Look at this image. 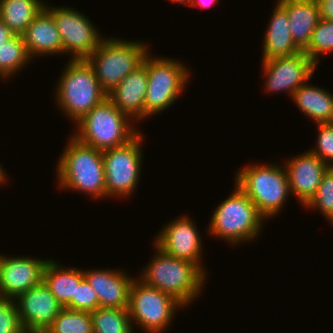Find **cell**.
I'll list each match as a JSON object with an SVG mask.
<instances>
[{
  "label": "cell",
  "instance_id": "17",
  "mask_svg": "<svg viewBox=\"0 0 333 333\" xmlns=\"http://www.w3.org/2000/svg\"><path fill=\"white\" fill-rule=\"evenodd\" d=\"M85 280L96 292L99 307L126 309L129 306V290L133 278L120 270H82ZM129 276V277H128Z\"/></svg>",
  "mask_w": 333,
  "mask_h": 333
},
{
  "label": "cell",
  "instance_id": "19",
  "mask_svg": "<svg viewBox=\"0 0 333 333\" xmlns=\"http://www.w3.org/2000/svg\"><path fill=\"white\" fill-rule=\"evenodd\" d=\"M30 58L62 54L63 45L53 16L44 8L21 34Z\"/></svg>",
  "mask_w": 333,
  "mask_h": 333
},
{
  "label": "cell",
  "instance_id": "29",
  "mask_svg": "<svg viewBox=\"0 0 333 333\" xmlns=\"http://www.w3.org/2000/svg\"><path fill=\"white\" fill-rule=\"evenodd\" d=\"M305 208L318 209L328 222L333 224V167H329L323 174L315 195L305 205Z\"/></svg>",
  "mask_w": 333,
  "mask_h": 333
},
{
  "label": "cell",
  "instance_id": "9",
  "mask_svg": "<svg viewBox=\"0 0 333 333\" xmlns=\"http://www.w3.org/2000/svg\"><path fill=\"white\" fill-rule=\"evenodd\" d=\"M181 306L173 296L144 284L138 277L131 284L129 316L131 322L134 320L146 333L164 332Z\"/></svg>",
  "mask_w": 333,
  "mask_h": 333
},
{
  "label": "cell",
  "instance_id": "26",
  "mask_svg": "<svg viewBox=\"0 0 333 333\" xmlns=\"http://www.w3.org/2000/svg\"><path fill=\"white\" fill-rule=\"evenodd\" d=\"M30 59L22 36L15 34L0 45V77L14 76Z\"/></svg>",
  "mask_w": 333,
  "mask_h": 333
},
{
  "label": "cell",
  "instance_id": "32",
  "mask_svg": "<svg viewBox=\"0 0 333 333\" xmlns=\"http://www.w3.org/2000/svg\"><path fill=\"white\" fill-rule=\"evenodd\" d=\"M99 308V299L85 278L76 285L75 297H72V309L92 312Z\"/></svg>",
  "mask_w": 333,
  "mask_h": 333
},
{
  "label": "cell",
  "instance_id": "37",
  "mask_svg": "<svg viewBox=\"0 0 333 333\" xmlns=\"http://www.w3.org/2000/svg\"><path fill=\"white\" fill-rule=\"evenodd\" d=\"M170 2H174V3H184L185 5H189V6H190L192 0H170Z\"/></svg>",
  "mask_w": 333,
  "mask_h": 333
},
{
  "label": "cell",
  "instance_id": "34",
  "mask_svg": "<svg viewBox=\"0 0 333 333\" xmlns=\"http://www.w3.org/2000/svg\"><path fill=\"white\" fill-rule=\"evenodd\" d=\"M15 33L0 19V45L10 38H12Z\"/></svg>",
  "mask_w": 333,
  "mask_h": 333
},
{
  "label": "cell",
  "instance_id": "23",
  "mask_svg": "<svg viewBox=\"0 0 333 333\" xmlns=\"http://www.w3.org/2000/svg\"><path fill=\"white\" fill-rule=\"evenodd\" d=\"M291 99L316 124L333 122V94L327 90L306 81L292 94Z\"/></svg>",
  "mask_w": 333,
  "mask_h": 333
},
{
  "label": "cell",
  "instance_id": "4",
  "mask_svg": "<svg viewBox=\"0 0 333 333\" xmlns=\"http://www.w3.org/2000/svg\"><path fill=\"white\" fill-rule=\"evenodd\" d=\"M67 63L57 82L55 99L64 114L76 123L102 102L107 93L87 60L70 59Z\"/></svg>",
  "mask_w": 333,
  "mask_h": 333
},
{
  "label": "cell",
  "instance_id": "33",
  "mask_svg": "<svg viewBox=\"0 0 333 333\" xmlns=\"http://www.w3.org/2000/svg\"><path fill=\"white\" fill-rule=\"evenodd\" d=\"M319 8L320 18L333 21V0H316Z\"/></svg>",
  "mask_w": 333,
  "mask_h": 333
},
{
  "label": "cell",
  "instance_id": "5",
  "mask_svg": "<svg viewBox=\"0 0 333 333\" xmlns=\"http://www.w3.org/2000/svg\"><path fill=\"white\" fill-rule=\"evenodd\" d=\"M264 219L255 204L235 183L231 195L215 208L208 233L236 246L259 236Z\"/></svg>",
  "mask_w": 333,
  "mask_h": 333
},
{
  "label": "cell",
  "instance_id": "1",
  "mask_svg": "<svg viewBox=\"0 0 333 333\" xmlns=\"http://www.w3.org/2000/svg\"><path fill=\"white\" fill-rule=\"evenodd\" d=\"M156 253L138 278L144 284L170 294L183 307L194 302L204 288L205 274L195 263L166 254L155 244Z\"/></svg>",
  "mask_w": 333,
  "mask_h": 333
},
{
  "label": "cell",
  "instance_id": "28",
  "mask_svg": "<svg viewBox=\"0 0 333 333\" xmlns=\"http://www.w3.org/2000/svg\"><path fill=\"white\" fill-rule=\"evenodd\" d=\"M333 51V21L320 19L303 52L317 65L319 56Z\"/></svg>",
  "mask_w": 333,
  "mask_h": 333
},
{
  "label": "cell",
  "instance_id": "12",
  "mask_svg": "<svg viewBox=\"0 0 333 333\" xmlns=\"http://www.w3.org/2000/svg\"><path fill=\"white\" fill-rule=\"evenodd\" d=\"M317 65L303 52L292 56L276 57L262 62L266 77L265 90L292 94L310 80Z\"/></svg>",
  "mask_w": 333,
  "mask_h": 333
},
{
  "label": "cell",
  "instance_id": "8",
  "mask_svg": "<svg viewBox=\"0 0 333 333\" xmlns=\"http://www.w3.org/2000/svg\"><path fill=\"white\" fill-rule=\"evenodd\" d=\"M186 68L176 59L146 55L148 83L144 102L145 119L166 111L179 98L190 78L191 72Z\"/></svg>",
  "mask_w": 333,
  "mask_h": 333
},
{
  "label": "cell",
  "instance_id": "15",
  "mask_svg": "<svg viewBox=\"0 0 333 333\" xmlns=\"http://www.w3.org/2000/svg\"><path fill=\"white\" fill-rule=\"evenodd\" d=\"M48 259L0 255V297L16 299L43 280Z\"/></svg>",
  "mask_w": 333,
  "mask_h": 333
},
{
  "label": "cell",
  "instance_id": "21",
  "mask_svg": "<svg viewBox=\"0 0 333 333\" xmlns=\"http://www.w3.org/2000/svg\"><path fill=\"white\" fill-rule=\"evenodd\" d=\"M264 37L262 61L301 52L292 40L286 11L276 3Z\"/></svg>",
  "mask_w": 333,
  "mask_h": 333
},
{
  "label": "cell",
  "instance_id": "3",
  "mask_svg": "<svg viewBox=\"0 0 333 333\" xmlns=\"http://www.w3.org/2000/svg\"><path fill=\"white\" fill-rule=\"evenodd\" d=\"M131 121L106 97L75 123L77 129L72 135L79 142L103 151L126 144L139 132Z\"/></svg>",
  "mask_w": 333,
  "mask_h": 333
},
{
  "label": "cell",
  "instance_id": "16",
  "mask_svg": "<svg viewBox=\"0 0 333 333\" xmlns=\"http://www.w3.org/2000/svg\"><path fill=\"white\" fill-rule=\"evenodd\" d=\"M285 164L290 192L304 207L315 195L323 174L329 167L309 150L295 158H289Z\"/></svg>",
  "mask_w": 333,
  "mask_h": 333
},
{
  "label": "cell",
  "instance_id": "14",
  "mask_svg": "<svg viewBox=\"0 0 333 333\" xmlns=\"http://www.w3.org/2000/svg\"><path fill=\"white\" fill-rule=\"evenodd\" d=\"M19 319L26 333H43L63 308L43 280L16 299Z\"/></svg>",
  "mask_w": 333,
  "mask_h": 333
},
{
  "label": "cell",
  "instance_id": "7",
  "mask_svg": "<svg viewBox=\"0 0 333 333\" xmlns=\"http://www.w3.org/2000/svg\"><path fill=\"white\" fill-rule=\"evenodd\" d=\"M104 38L86 60L93 67L101 88L108 94L142 64L149 50L144 42Z\"/></svg>",
  "mask_w": 333,
  "mask_h": 333
},
{
  "label": "cell",
  "instance_id": "18",
  "mask_svg": "<svg viewBox=\"0 0 333 333\" xmlns=\"http://www.w3.org/2000/svg\"><path fill=\"white\" fill-rule=\"evenodd\" d=\"M147 83L148 75L145 56L142 64L124 77L121 82L107 94V97L131 120H143Z\"/></svg>",
  "mask_w": 333,
  "mask_h": 333
},
{
  "label": "cell",
  "instance_id": "30",
  "mask_svg": "<svg viewBox=\"0 0 333 333\" xmlns=\"http://www.w3.org/2000/svg\"><path fill=\"white\" fill-rule=\"evenodd\" d=\"M0 333H26L19 319L15 299L0 297Z\"/></svg>",
  "mask_w": 333,
  "mask_h": 333
},
{
  "label": "cell",
  "instance_id": "27",
  "mask_svg": "<svg viewBox=\"0 0 333 333\" xmlns=\"http://www.w3.org/2000/svg\"><path fill=\"white\" fill-rule=\"evenodd\" d=\"M44 333H93L91 313L63 307Z\"/></svg>",
  "mask_w": 333,
  "mask_h": 333
},
{
  "label": "cell",
  "instance_id": "24",
  "mask_svg": "<svg viewBox=\"0 0 333 333\" xmlns=\"http://www.w3.org/2000/svg\"><path fill=\"white\" fill-rule=\"evenodd\" d=\"M44 7L41 0H0V19L21 35Z\"/></svg>",
  "mask_w": 333,
  "mask_h": 333
},
{
  "label": "cell",
  "instance_id": "11",
  "mask_svg": "<svg viewBox=\"0 0 333 333\" xmlns=\"http://www.w3.org/2000/svg\"><path fill=\"white\" fill-rule=\"evenodd\" d=\"M52 16L60 33L63 54L71 55V60H86L104 40L95 25L74 8L44 7Z\"/></svg>",
  "mask_w": 333,
  "mask_h": 333
},
{
  "label": "cell",
  "instance_id": "25",
  "mask_svg": "<svg viewBox=\"0 0 333 333\" xmlns=\"http://www.w3.org/2000/svg\"><path fill=\"white\" fill-rule=\"evenodd\" d=\"M93 333H133L128 308L99 307L91 312Z\"/></svg>",
  "mask_w": 333,
  "mask_h": 333
},
{
  "label": "cell",
  "instance_id": "20",
  "mask_svg": "<svg viewBox=\"0 0 333 333\" xmlns=\"http://www.w3.org/2000/svg\"><path fill=\"white\" fill-rule=\"evenodd\" d=\"M286 11L289 19V31L296 46L303 51L320 21L316 0H277Z\"/></svg>",
  "mask_w": 333,
  "mask_h": 333
},
{
  "label": "cell",
  "instance_id": "36",
  "mask_svg": "<svg viewBox=\"0 0 333 333\" xmlns=\"http://www.w3.org/2000/svg\"><path fill=\"white\" fill-rule=\"evenodd\" d=\"M3 166L0 165V186L3 185L2 183H5V181L7 182V176L5 173V170L2 169Z\"/></svg>",
  "mask_w": 333,
  "mask_h": 333
},
{
  "label": "cell",
  "instance_id": "22",
  "mask_svg": "<svg viewBox=\"0 0 333 333\" xmlns=\"http://www.w3.org/2000/svg\"><path fill=\"white\" fill-rule=\"evenodd\" d=\"M60 266L57 261L49 259L43 269V282L62 307L72 309L76 285L84 279V274L81 269Z\"/></svg>",
  "mask_w": 333,
  "mask_h": 333
},
{
  "label": "cell",
  "instance_id": "31",
  "mask_svg": "<svg viewBox=\"0 0 333 333\" xmlns=\"http://www.w3.org/2000/svg\"><path fill=\"white\" fill-rule=\"evenodd\" d=\"M317 145L309 151L318 156L328 167H333V122L319 123Z\"/></svg>",
  "mask_w": 333,
  "mask_h": 333
},
{
  "label": "cell",
  "instance_id": "2",
  "mask_svg": "<svg viewBox=\"0 0 333 333\" xmlns=\"http://www.w3.org/2000/svg\"><path fill=\"white\" fill-rule=\"evenodd\" d=\"M57 163L59 187L84 192L93 198L106 197L102 151L71 137Z\"/></svg>",
  "mask_w": 333,
  "mask_h": 333
},
{
  "label": "cell",
  "instance_id": "10",
  "mask_svg": "<svg viewBox=\"0 0 333 333\" xmlns=\"http://www.w3.org/2000/svg\"><path fill=\"white\" fill-rule=\"evenodd\" d=\"M139 131L126 144L102 151L106 197L130 196L140 179L142 140Z\"/></svg>",
  "mask_w": 333,
  "mask_h": 333
},
{
  "label": "cell",
  "instance_id": "35",
  "mask_svg": "<svg viewBox=\"0 0 333 333\" xmlns=\"http://www.w3.org/2000/svg\"><path fill=\"white\" fill-rule=\"evenodd\" d=\"M218 0H192L190 6L199 8H208L217 4Z\"/></svg>",
  "mask_w": 333,
  "mask_h": 333
},
{
  "label": "cell",
  "instance_id": "13",
  "mask_svg": "<svg viewBox=\"0 0 333 333\" xmlns=\"http://www.w3.org/2000/svg\"><path fill=\"white\" fill-rule=\"evenodd\" d=\"M197 230L195 222L182 215L163 227L154 244L166 254L195 263L206 274L201 263L203 241Z\"/></svg>",
  "mask_w": 333,
  "mask_h": 333
},
{
  "label": "cell",
  "instance_id": "6",
  "mask_svg": "<svg viewBox=\"0 0 333 333\" xmlns=\"http://www.w3.org/2000/svg\"><path fill=\"white\" fill-rule=\"evenodd\" d=\"M283 166L252 164L241 168L236 174L235 183L265 219L277 215L291 193Z\"/></svg>",
  "mask_w": 333,
  "mask_h": 333
}]
</instances>
